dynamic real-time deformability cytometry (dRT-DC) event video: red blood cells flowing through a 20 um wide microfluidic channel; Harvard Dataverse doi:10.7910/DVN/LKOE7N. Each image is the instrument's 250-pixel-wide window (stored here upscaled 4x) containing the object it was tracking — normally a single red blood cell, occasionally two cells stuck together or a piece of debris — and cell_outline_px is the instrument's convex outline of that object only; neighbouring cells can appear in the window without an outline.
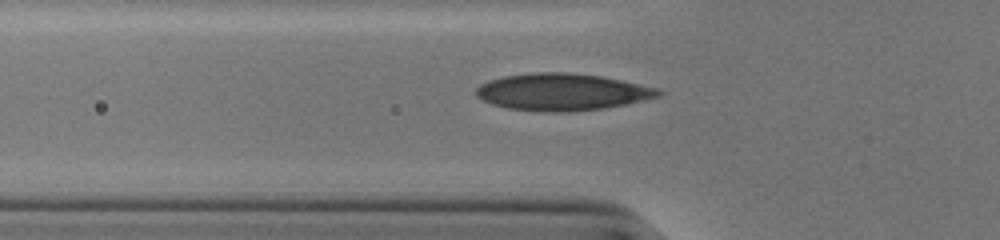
{"species": "human", "species_latin": "Homo sapiens", "temperature_condition": "cold", "stored_images_in_passage": 37, "camera_frame_rate_fps": 3000, "um_per_image_px": 0.085, "donor": {"sex": "male"}, "frame": {"image": 1, "passage_image": 3, "time_ms": 0.667, "image_size_px": [1000, 240], "cell_outline_px": [[664, 92], [660, 96], [624, 104], [604, 108], [560, 112], [544, 112], [508, 108], [492, 104], [476, 96], [476, 88], [480, 84], [488, 80], [504, 76], [532, 72], [568, 72], [600, 76], [660, 88]], "centroid_in_image_um": [47.77, 7.81], "position_along_channel_um": 78.0, "area_um2": 39.19}}
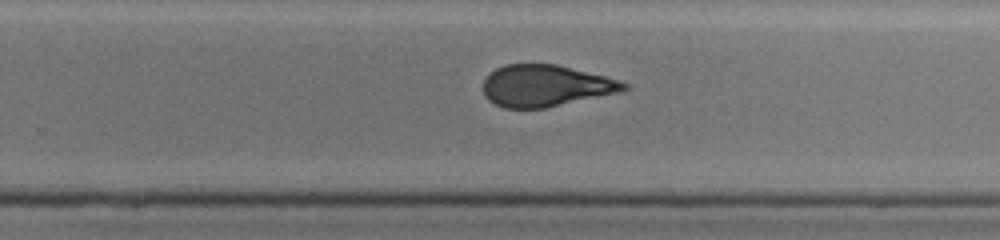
{"frame": {"image": 2, "passage_image": 19, "time_ms": 6.0, "image_size_px": [1000, 240], "cell_outline_px": [[628, 88], [620, 92], [544, 108], [504, 108], [488, 100], [484, 96], [484, 80], [496, 68], [504, 64], [556, 64], [620, 80], [628, 84]], "centroid_in_image_um": [46.37, 7.29], "position_along_channel_um": 283.4, "area_um2": 33.87}}
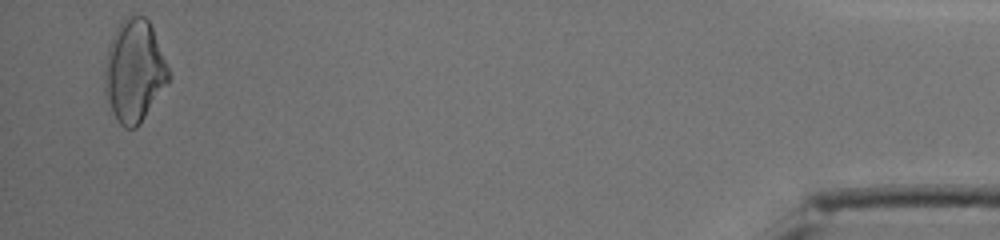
{"frame": {"image": 3, "passage_image": 36, "time_ms": 11.667, "image_size_px": [1000, 240], "cell_outline_px": [[168, 84], [140, 124], [136, 128], [124, 128], [116, 120], [104, 96], [104, 68], [108, 48], [112, 36], [116, 28], [124, 16], [144, 16], [148, 20], [152, 28], [168, 68]], "centroid_in_image_um": [11.38, 6.07], "position_along_channel_um": 423.8, "area_um2": 38.15}, "authors_computed_cell_mechanics": {"area_um2": 35.7782, "velocity_mm_per_s": 3.8517, "shape_relaxation_time_tau1_ms": 5.4719, "shape_relaxation_time_tau2_ms": 1.684, "deformation_change_tau1": 0.1772, "deformation_change_tau2": 0.0806}}